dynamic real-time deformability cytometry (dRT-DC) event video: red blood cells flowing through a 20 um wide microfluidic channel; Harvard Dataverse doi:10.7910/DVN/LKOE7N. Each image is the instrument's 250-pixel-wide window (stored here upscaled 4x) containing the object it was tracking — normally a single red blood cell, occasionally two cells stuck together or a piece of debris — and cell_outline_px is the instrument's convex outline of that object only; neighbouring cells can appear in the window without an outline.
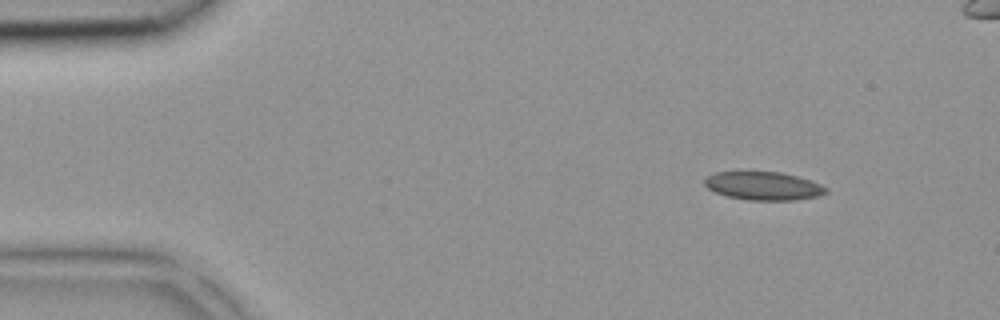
{"species": "common noctule bat (a hibernating species)", "species_latin": "Nyctalus noctula", "temperature_condition": "room temperature", "stored_images_in_passage": 7, "camera_frame_rate_fps": 3000, "um_per_image_px": 0.085, "animal": {"sex": "female", "body_mass_g": 18.4}, "frame": {"image": 1, "passage_image": 1, "time_ms": 0.0, "image_size_px": [1000, 320], "cell_outline_px": [[828, 192], [820, 196], [792, 200], [748, 200], [728, 196], [716, 192], [708, 188], [704, 184], [704, 176], [712, 172], [780, 172], [812, 180], [828, 188]], "centroid_in_image_um": [64.89, 15.8], "position_along_channel_um": 20.1, "area_um2": 20.11}}